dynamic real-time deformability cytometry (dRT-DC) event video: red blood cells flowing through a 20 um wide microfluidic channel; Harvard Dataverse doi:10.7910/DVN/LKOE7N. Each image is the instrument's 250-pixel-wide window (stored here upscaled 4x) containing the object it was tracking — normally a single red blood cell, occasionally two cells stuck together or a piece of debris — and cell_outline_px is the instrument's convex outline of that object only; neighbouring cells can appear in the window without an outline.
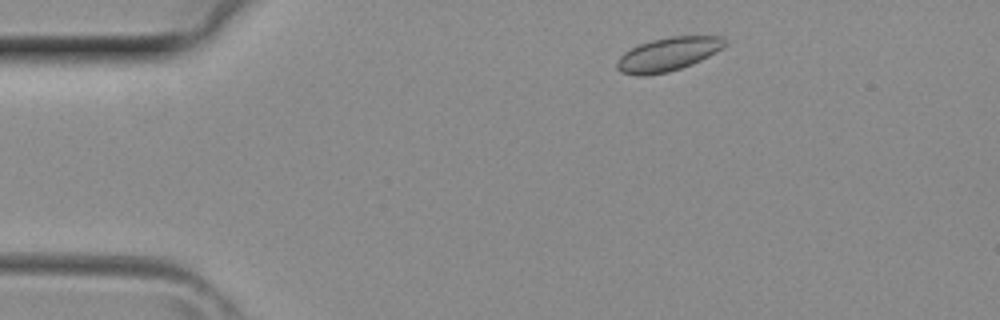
{"species": "common noctule bat (a hibernating species)", "species_latin": "Nyctalus noctula", "temperature_condition": "room temperature", "stored_images_in_passage": 2, "camera_frame_rate_fps": 3000, "um_per_image_px": 0.085, "animal": {"sex": "female", "body_mass_g": 29.2, "forearm_length_mm": 56.3}, "frame": {"image": 1, "passage_image": 1, "time_ms": 0.0, "image_size_px": [1000, 320], "cell_outline_px": [[728, 44], [716, 52], [692, 64], [668, 72], [644, 76], [636, 76], [620, 72], [616, 68], [616, 60], [624, 52], [640, 44], [652, 40], [672, 36], [720, 36], [728, 40]], "centroid_in_image_um": [56.77, 4.61], "position_along_channel_um": 28.2, "area_um2": 21.21}}